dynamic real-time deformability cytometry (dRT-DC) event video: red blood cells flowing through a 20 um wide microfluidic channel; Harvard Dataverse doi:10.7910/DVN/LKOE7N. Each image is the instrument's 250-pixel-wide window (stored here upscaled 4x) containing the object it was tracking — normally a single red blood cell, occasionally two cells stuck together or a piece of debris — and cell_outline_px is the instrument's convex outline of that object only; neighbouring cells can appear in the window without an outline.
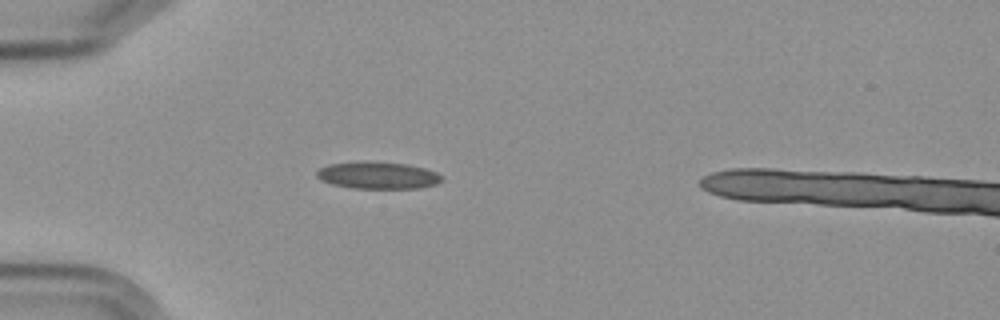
{"species": "Egyptian fruit bat (a non-hibernating species)", "species_latin": "Rousettus aegyptiacus", "temperature_condition": "cold", "stored_images_in_passage": 2, "camera_frame_rate_fps": 3000, "um_per_image_px": 0.085, "frame": {"image": 1, "passage_image": 1, "time_ms": 0.0, "image_size_px": [1000, 320], "cell_outline_px": [[444, 180], [436, 184], [420, 188], [352, 188], [332, 184], [320, 180], [316, 176], [316, 172], [320, 168], [328, 164], [408, 164], [424, 168], [436, 172], [444, 176]], "centroid_in_image_um": [32.18, 14.95], "position_along_channel_um": 52.8, "area_um2": 18.9}}